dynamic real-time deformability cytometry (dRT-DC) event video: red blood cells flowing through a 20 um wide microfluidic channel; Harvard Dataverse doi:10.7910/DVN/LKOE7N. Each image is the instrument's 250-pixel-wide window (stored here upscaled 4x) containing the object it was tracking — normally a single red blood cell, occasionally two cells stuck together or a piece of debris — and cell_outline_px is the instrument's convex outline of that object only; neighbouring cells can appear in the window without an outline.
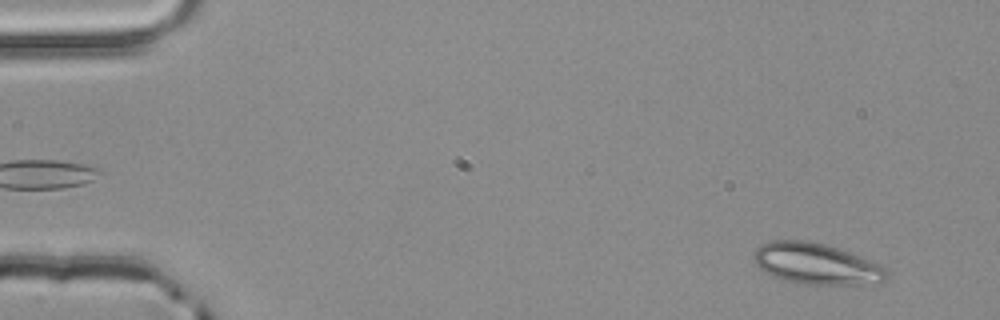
{"species": "common noctule bat (a hibernating species)", "species_latin": "Nyctalus noctula", "temperature_condition": "room temperature", "stored_images_in_passage": 4, "segment_of_instrument_passage": [2, 2], "camera_frame_rate_fps": 3000, "um_per_image_px": 0.085, "animal": {"sex": "male", "body_mass_g": 20.4}, "frame": {"image": 1, "passage_image": 4, "time_ms": 1.0, "image_size_px": [1000, 320], "cell_outline_px": [[888, 280], [880, 284], [804, 284], [784, 280], [772, 276], [760, 268], [756, 264], [752, 256], [756, 248], [760, 244], [772, 240], [804, 240], [824, 244], [884, 264], [888, 268]], "centroid_in_image_um": [69.44, 22.43], "position_along_channel_um": 15.6, "area_um2": 32.25}}